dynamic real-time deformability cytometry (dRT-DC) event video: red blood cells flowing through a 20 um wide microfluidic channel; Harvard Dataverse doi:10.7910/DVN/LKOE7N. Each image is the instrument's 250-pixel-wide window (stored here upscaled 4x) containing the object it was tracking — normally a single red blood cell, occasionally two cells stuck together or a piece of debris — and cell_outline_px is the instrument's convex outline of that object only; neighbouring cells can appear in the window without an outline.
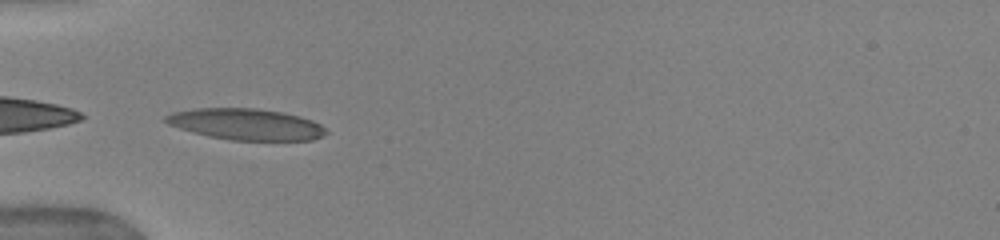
{"species": "human", "species_latin": "Homo sapiens", "temperature_condition": "warm", "stored_images_in_passage": 35, "camera_frame_rate_fps": 3000, "um_per_image_px": 0.085, "donor": {"sex": "female"}, "frame": {"image": 1, "passage_image": 1, "time_ms": 0.0, "image_size_px": [1000, 240], "cell_outline_px": [[328, 132], [324, 136], [312, 140], [232, 140], [208, 136], [180, 128], [168, 124], [164, 120], [164, 116], [172, 112], [196, 108], [256, 108], [284, 112], [300, 116], [312, 120], [320, 124]], "centroid_in_image_um": [20.93, 10.55], "position_along_channel_um": 64.1, "area_um2": 29.25}}
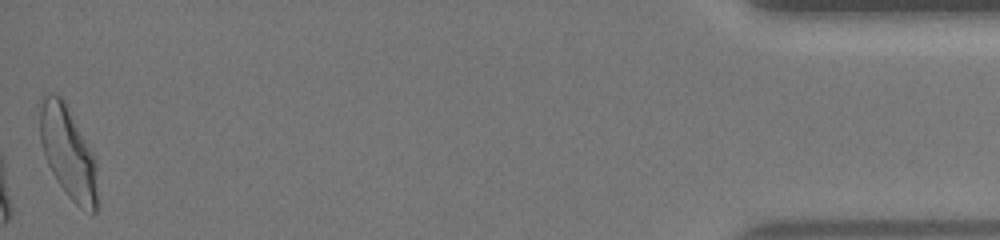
{"frame": {"image": 2, "passage_image": 35, "time_ms": 11.333, "image_size_px": [1000, 240], "cell_outline_px": [[96, 212], [92, 216], [80, 208], [68, 196], [56, 180], [48, 164], [40, 140], [36, 104], [40, 96], [44, 92], [60, 96], [64, 100], [96, 156]], "centroid_in_image_um": [5.74, 12.88], "position_along_channel_um": 429.5, "area_um2": 31.73}, "authors_computed_cell_mechanics": {"area_um2": 28.322, "velocity_mm_per_s": 3.9594, "shape_relaxation_time_tau1_ms": 3.6867, "shape_relaxation_time_tau2_ms": 0.6698, "deformation_change_tau1": 0.1691, "deformation_change_tau2": 0.0784}}